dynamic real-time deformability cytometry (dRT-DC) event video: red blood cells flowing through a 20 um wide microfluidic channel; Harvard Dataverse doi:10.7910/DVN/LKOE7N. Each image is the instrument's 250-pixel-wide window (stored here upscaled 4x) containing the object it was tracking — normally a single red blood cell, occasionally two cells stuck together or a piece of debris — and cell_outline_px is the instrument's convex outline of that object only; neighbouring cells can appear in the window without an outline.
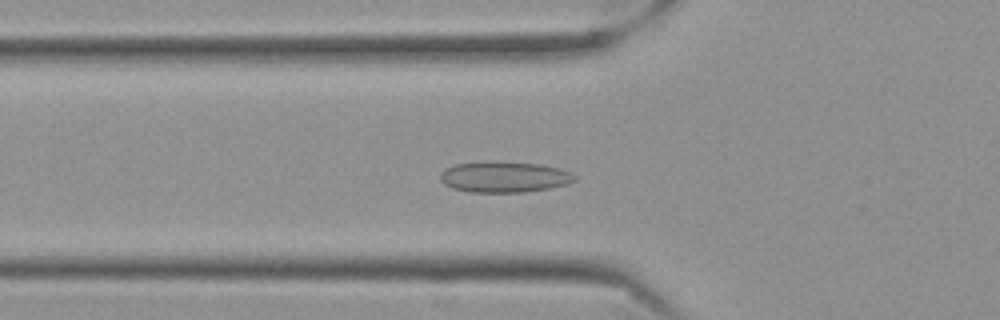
{"species": "Egyptian fruit bat (a non-hibernating species)", "species_latin": "Rousettus aegyptiacus", "temperature_condition": "cold", "stored_images_in_passage": 58, "camera_frame_rate_fps": 3000, "um_per_image_px": 0.085, "frame": {"image": 1, "passage_image": 20, "time_ms": 6.333, "image_size_px": [1000, 320], "cell_outline_px": [[576, 180], [568, 184], [548, 188], [524, 192], [468, 192], [452, 188], [444, 184], [440, 180], [440, 172], [444, 168], [456, 164], [540, 164], [560, 168], [572, 172], [576, 176]], "centroid_in_image_um": [42.88, 15.09], "position_along_channel_um": 82.9, "area_um2": 23.41}}
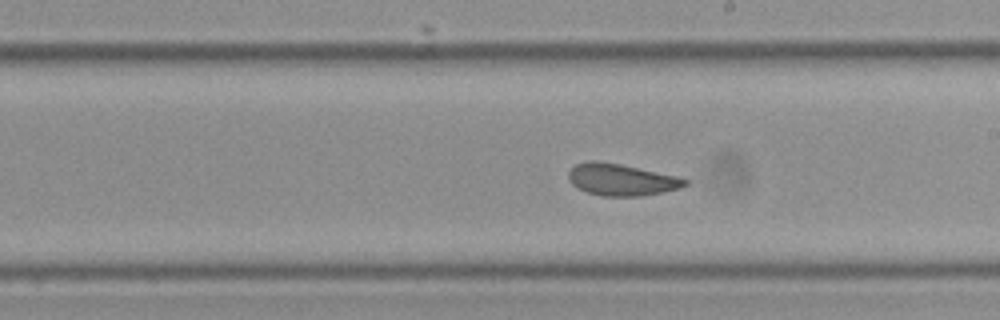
{"frame": {"image": 2, "passage_image": 33, "time_ms": 10.667, "image_size_px": [1000, 320], "cell_outline_px": [[688, 184], [680, 188], [640, 196], [600, 196], [576, 188], [568, 180], [568, 172], [576, 164], [588, 160], [596, 160], [620, 164], [676, 176], [688, 180]], "centroid_in_image_um": [52.76, 15.27], "position_along_channel_um": 236.2, "area_um2": 21.5}}
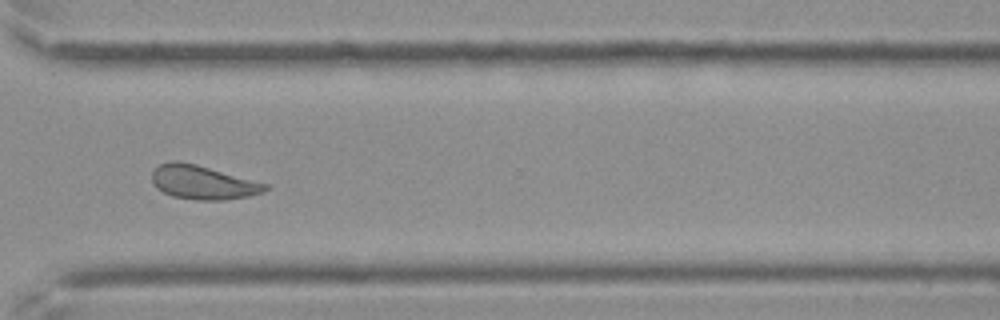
{"frame": {"image": 3, "passage_image": 43, "time_ms": 14.0, "image_size_px": [1000, 320], "cell_outline_px": [[268, 188], [264, 192], [248, 196], [224, 200], [196, 200], [172, 196], [156, 188], [152, 180], [152, 172], [160, 164], [172, 160], [176, 160], [196, 164], [268, 184]], "centroid_in_image_um": [17.23, 15.5], "position_along_channel_um": 353.4, "area_um2": 22.25}, "authors_computed_cell_mechanics": {"area_um2": 22.8021, "velocity_mm_per_s": 3.5167, "shape_relaxation_time_tau1_ms": 4.3228, "shape_relaxation_time_tau2_ms": 1.9602, "deformation_change_tau1": 0.0981, "deformation_change_tau2": 0.0713}}